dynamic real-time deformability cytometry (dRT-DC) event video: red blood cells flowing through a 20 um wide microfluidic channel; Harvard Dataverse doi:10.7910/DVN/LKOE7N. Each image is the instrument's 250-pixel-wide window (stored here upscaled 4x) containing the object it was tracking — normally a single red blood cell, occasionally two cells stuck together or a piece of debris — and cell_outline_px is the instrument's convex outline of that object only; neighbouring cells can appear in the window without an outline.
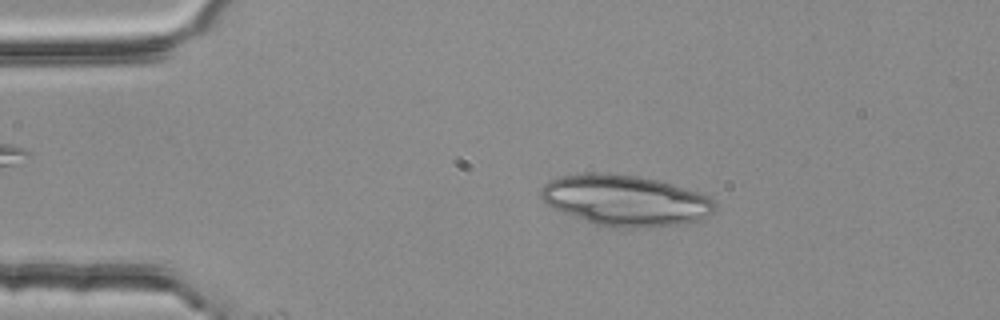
{"species": "common noctule bat (a hibernating species)", "species_latin": "Nyctalus noctula", "temperature_condition": "room temperature", "stored_images_in_passage": 8, "camera_frame_rate_fps": 3000, "um_per_image_px": 0.085, "animal": {"sex": "female", "body_mass_g": 25.1}, "frame": {"image": 1, "passage_image": 2, "time_ms": 0.333, "image_size_px": [1000, 320], "cell_outline_px": [[716, 204], [712, 212], [708, 216], [684, 224], [632, 228], [612, 228], [596, 224], [560, 212], [544, 204], [540, 196], [540, 188], [548, 180], [560, 176], [592, 172], [608, 172], [636, 176], [656, 180], [700, 192], [708, 196]], "centroid_in_image_um": [53.09, 17.03], "position_along_channel_um": 31.9, "area_um2": 51.85}}